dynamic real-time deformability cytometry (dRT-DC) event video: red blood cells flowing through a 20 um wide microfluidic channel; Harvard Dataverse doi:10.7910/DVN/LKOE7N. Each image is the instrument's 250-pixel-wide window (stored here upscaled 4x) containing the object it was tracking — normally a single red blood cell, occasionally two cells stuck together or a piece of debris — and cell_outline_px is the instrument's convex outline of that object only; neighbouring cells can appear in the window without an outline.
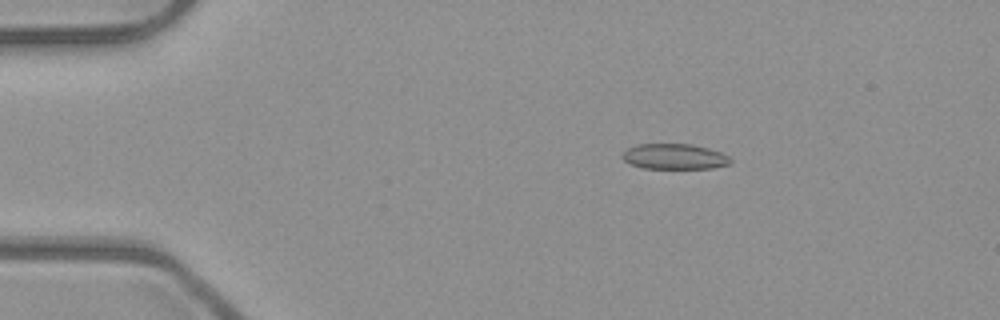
{"species": "common noctule bat (a hibernating species)", "species_latin": "Nyctalus noctula", "temperature_condition": "room temperature", "stored_images_in_passage": 52, "camera_frame_rate_fps": 3000, "um_per_image_px": 0.085, "animal": {"sex": "male", "body_mass_g": 23.1, "forearm_length_mm": 52.7}, "frame": {"image": 1, "passage_image": 9, "time_ms": 2.667, "image_size_px": [1000, 320], "cell_outline_px": [[732, 160], [728, 164], [712, 168], [644, 168], [632, 164], [624, 160], [620, 156], [628, 148], [636, 144], [692, 144], [708, 148], [720, 152], [728, 156]], "centroid_in_image_um": [57.31, 13.3], "position_along_channel_um": 27.7, "area_um2": 15.9}}
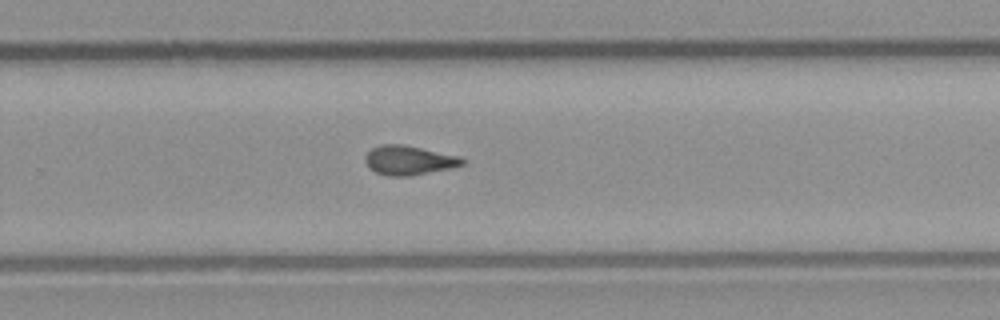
{"frame": {"image": 2, "passage_image": 34, "time_ms": 11.0, "image_size_px": [1000, 320], "cell_outline_px": [[468, 160], [464, 164], [452, 168], [408, 176], [388, 176], [376, 172], [368, 168], [364, 160], [364, 156], [372, 148], [380, 144], [404, 144], [460, 156]], "centroid_in_image_um": [34.76, 13.62], "position_along_channel_um": 295.0, "area_um2": 16.82}}
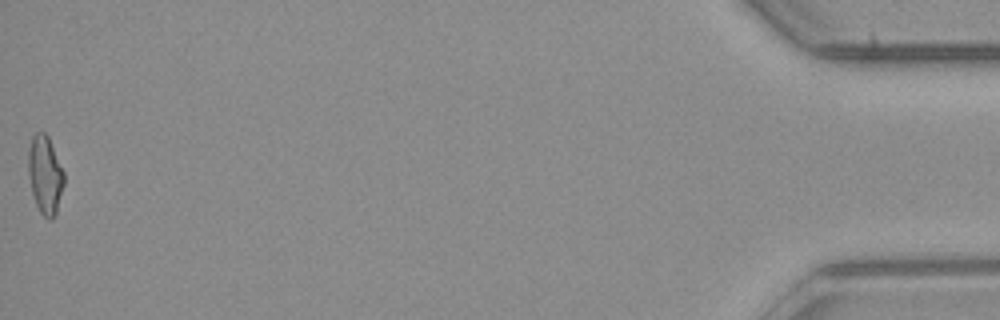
{"frame": {"image": 3, "passage_image": 52, "time_ms": 17.0, "image_size_px": [1000, 320], "cell_outline_px": [[64, 184], [56, 212], [52, 220], [48, 220], [40, 212], [36, 204], [32, 192], [28, 176], [28, 152], [32, 136], [36, 132], [44, 132], [48, 136], [64, 172]], "centroid_in_image_um": [3.82, 14.86], "position_along_channel_um": 431.4, "area_um2": 16.24}, "authors_computed_cell_mechanics": {"area_um2": 16.2996, "velocity_mm_per_s": 3.9832, "shape_relaxation_time_tau1_ms": null, "shape_relaxation_time_tau2_ms": 4.6996, "deformation_change_tau1": null, "deformation_change_tau2": 0.1039}}